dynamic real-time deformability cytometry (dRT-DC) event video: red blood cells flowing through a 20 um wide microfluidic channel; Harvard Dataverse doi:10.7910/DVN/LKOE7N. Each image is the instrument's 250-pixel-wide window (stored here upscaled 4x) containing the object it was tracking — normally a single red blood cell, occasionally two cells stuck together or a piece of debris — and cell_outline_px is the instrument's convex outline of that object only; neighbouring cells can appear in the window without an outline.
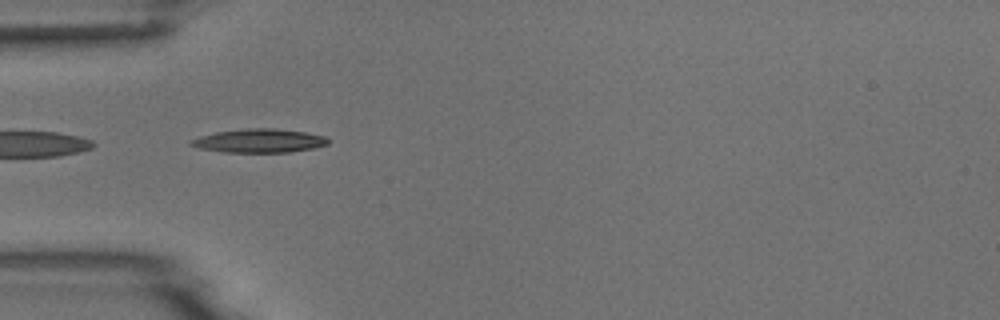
{"species": "common noctule bat (a hibernating species)", "species_latin": "Nyctalus noctula", "temperature_condition": "room temperature", "stored_images_in_passage": 5, "camera_frame_rate_fps": 3000, "um_per_image_px": 0.085, "animal": {"sex": "male", "body_mass_g": 18.8}, "frame": {"image": 1, "passage_image": 5, "time_ms": 4.667, "image_size_px": [1000, 320], "cell_outline_px": [[328, 144], [312, 148], [288, 152], [224, 152], [200, 148], [188, 144], [188, 140], [200, 136], [216, 132], [248, 128], [276, 128], [304, 132], [324, 136], [328, 140]], "centroid_in_image_um": [21.99, 11.96], "position_along_channel_um": 63.0, "area_um2": 18.79}}